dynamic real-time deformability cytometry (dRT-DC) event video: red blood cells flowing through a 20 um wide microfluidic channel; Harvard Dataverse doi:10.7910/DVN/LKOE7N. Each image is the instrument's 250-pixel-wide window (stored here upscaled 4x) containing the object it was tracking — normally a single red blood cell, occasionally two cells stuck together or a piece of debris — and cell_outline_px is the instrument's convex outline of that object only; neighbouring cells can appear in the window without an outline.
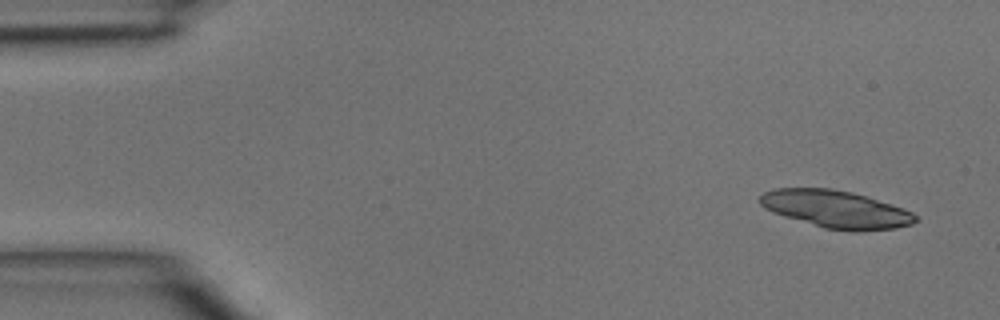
{"species": "common noctule bat (a hibernating species)", "species_latin": "Nyctalus noctula", "temperature_condition": "room temperature", "stored_images_in_passage": 4, "camera_frame_rate_fps": 3000, "um_per_image_px": 0.085, "animal": {"sex": "male", "body_mass_g": 15.6}, "frame": {"image": 1, "passage_image": 1, "time_ms": 0.0, "image_size_px": [1000, 320], "cell_outline_px": [[920, 220], [912, 224], [896, 228], [860, 232], [852, 232], [824, 228], [784, 216], [772, 212], [764, 208], [760, 204], [760, 196], [764, 192], [776, 188], [832, 188], [852, 192], [868, 196], [904, 208], [912, 212]], "centroid_in_image_um": [71.1, 17.79], "position_along_channel_um": 13.9, "area_um2": 34.33}}
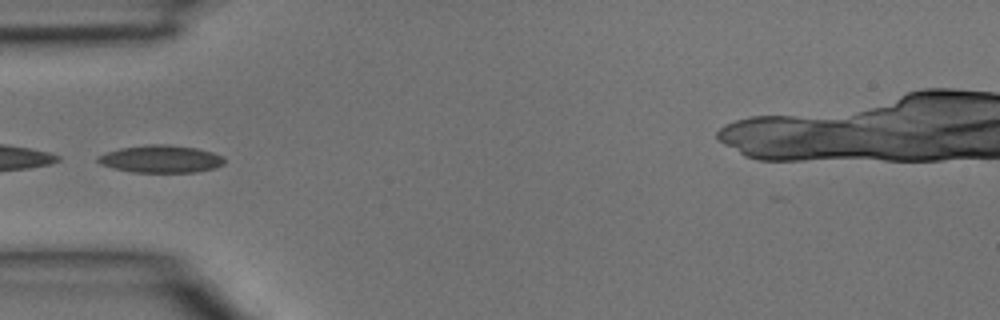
{"frame": {"image": 2, "passage_image": 4, "time_ms": 1.0, "image_size_px": [1000, 320], "cell_outline_px": [[224, 164], [216, 168], [196, 172], [132, 172], [112, 168], [100, 164], [96, 160], [96, 156], [120, 148], [144, 144], [168, 144], [196, 148], [212, 152], [224, 156]], "centroid_in_image_um": [13.67, 13.51], "position_along_channel_um": 71.3, "area_um2": 20.46}}